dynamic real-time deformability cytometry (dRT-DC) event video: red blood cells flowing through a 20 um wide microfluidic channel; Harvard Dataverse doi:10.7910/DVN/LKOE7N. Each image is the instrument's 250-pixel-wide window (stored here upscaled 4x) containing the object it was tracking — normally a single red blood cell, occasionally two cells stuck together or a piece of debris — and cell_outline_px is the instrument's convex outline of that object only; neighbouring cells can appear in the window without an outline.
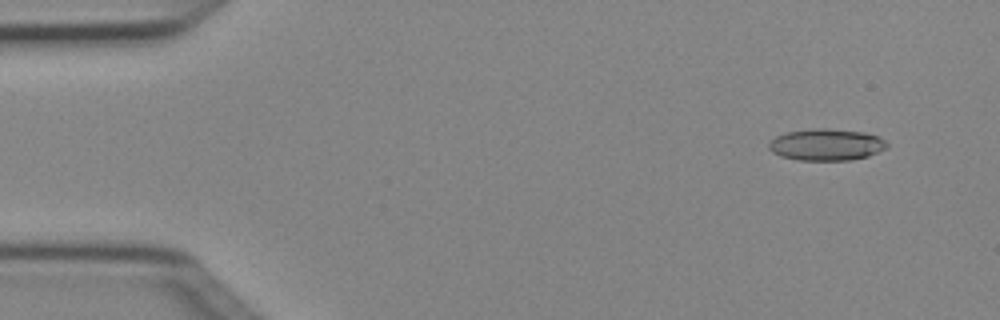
{"species": "Egyptian fruit bat (a non-hibernating species)", "species_latin": "Rousettus aegyptiacus", "temperature_condition": "cold", "stored_images_in_passage": 6, "camera_frame_rate_fps": 3000, "um_per_image_px": 0.085, "animal": {"sex": "female"}, "frame": {"image": 1, "passage_image": 1, "time_ms": 0.0, "image_size_px": [1000, 320], "cell_outline_px": [[888, 148], [868, 156], [848, 160], [800, 160], [780, 156], [772, 152], [768, 148], [768, 144], [776, 136], [784, 132], [812, 128], [828, 128], [864, 132], [880, 136], [888, 144]], "centroid_in_image_um": [70.24, 12.28], "position_along_channel_um": 14.8, "area_um2": 22.02}}
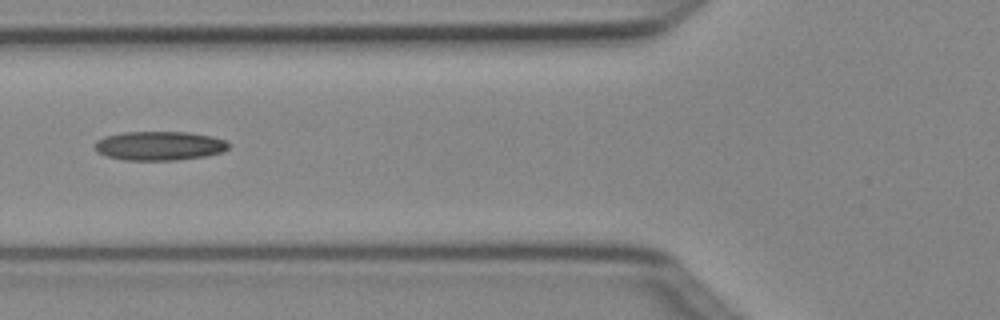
{"frame": {"image": 2, "passage_image": 5, "time_ms": 1.333, "image_size_px": [1000, 320], "cell_outline_px": [[232, 144], [224, 152], [208, 156], [176, 160], [124, 160], [108, 156], [96, 152], [96, 140], [104, 136], [124, 132], [188, 132], [212, 136], [224, 140]], "centroid_in_image_um": [13.59, 12.39], "position_along_channel_um": 112.2, "area_um2": 22.83}}
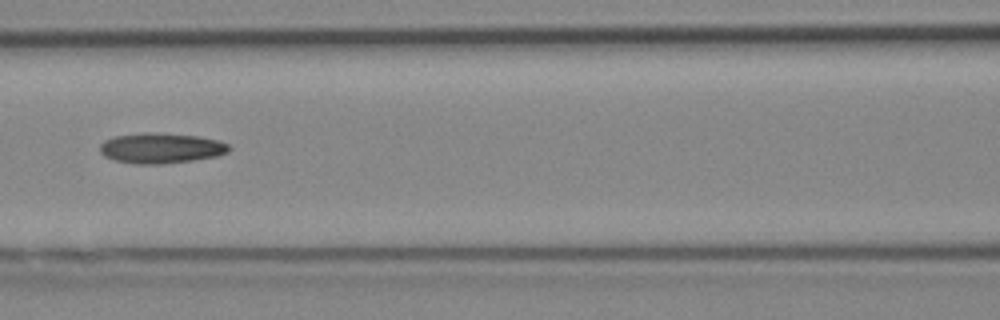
{"frame": {"image": 3, "passage_image": 6, "time_ms": 1.667, "image_size_px": [1000, 320], "cell_outline_px": [[232, 148], [228, 152], [216, 156], [192, 160], [164, 164], [136, 164], [116, 160], [104, 156], [100, 152], [100, 144], [104, 140], [112, 136], [144, 132], [160, 132], [200, 136], [220, 140], [228, 144]], "centroid_in_image_um": [13.69, 12.57], "position_along_channel_um": 152.9, "area_um2": 23.18}}